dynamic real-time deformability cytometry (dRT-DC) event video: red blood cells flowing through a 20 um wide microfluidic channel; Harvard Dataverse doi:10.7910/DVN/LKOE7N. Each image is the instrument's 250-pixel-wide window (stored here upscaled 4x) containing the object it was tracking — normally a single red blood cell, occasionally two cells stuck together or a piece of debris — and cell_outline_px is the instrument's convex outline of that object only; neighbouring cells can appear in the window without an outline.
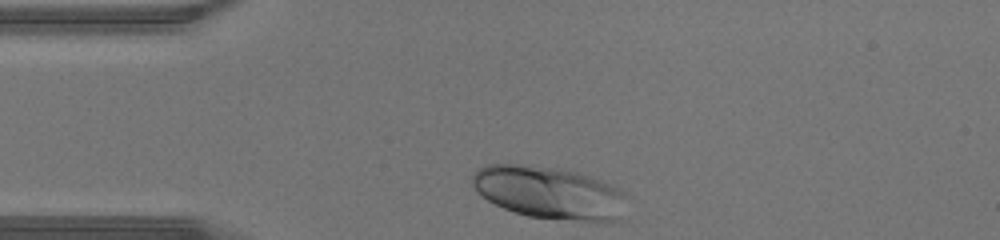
{"species": "human", "species_latin": "Homo sapiens", "temperature_condition": "warm", "stored_images_in_passage": 26, "camera_frame_rate_fps": 3000, "um_per_image_px": 0.085, "donor": {"sex": "male"}, "frame": {"image": 1, "passage_image": 1, "time_ms": 0.0, "image_size_px": [1000, 240], "cell_outline_px": [[628, 196], [624, 220], [580, 220], [528, 216], [504, 208], [488, 200], [476, 192], [472, 184], [472, 176], [480, 168], [488, 164], [528, 164], [556, 168], [576, 172], [600, 180], [620, 188]], "centroid_in_image_um": [46.74, 16.37], "position_along_channel_um": 38.3, "area_um2": 47.34}}
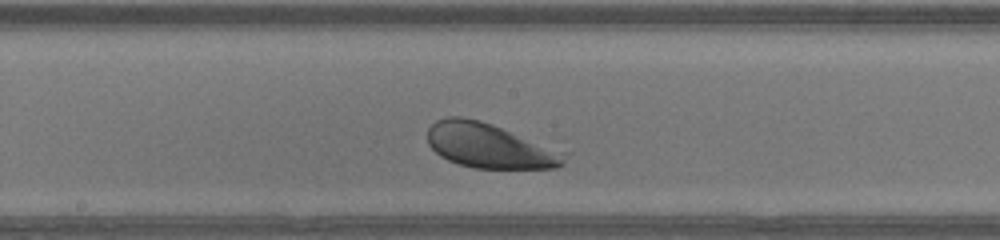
{"frame": {"image": 2, "passage_image": 14, "time_ms": 4.333, "image_size_px": [1000, 240], "cell_outline_px": [[568, 152], [564, 164], [556, 168], [476, 168], [460, 164], [448, 160], [440, 156], [428, 144], [428, 128], [436, 120], [448, 116], [460, 116], [480, 120], [492, 124]], "centroid_in_image_um": [41.63, 12.38], "position_along_channel_um": 206.6, "area_um2": 35.78}}
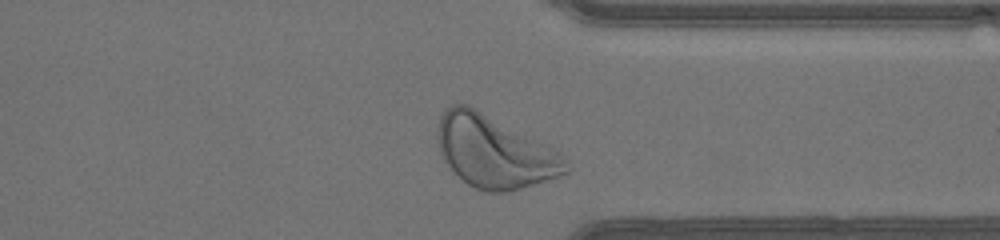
{"frame": {"image": 3, "passage_image": 25, "time_ms": 8.0, "image_size_px": [1000, 240], "cell_outline_px": [[572, 168], [568, 172], [560, 176], [508, 192], [484, 192], [468, 184], [444, 160], [436, 144], [436, 132], [440, 116], [444, 108], [452, 104], [468, 104], [476, 108], [556, 152], [568, 160]], "centroid_in_image_um": [41.97, 12.9], "position_along_channel_um": 369.4, "area_um2": 53.23}}